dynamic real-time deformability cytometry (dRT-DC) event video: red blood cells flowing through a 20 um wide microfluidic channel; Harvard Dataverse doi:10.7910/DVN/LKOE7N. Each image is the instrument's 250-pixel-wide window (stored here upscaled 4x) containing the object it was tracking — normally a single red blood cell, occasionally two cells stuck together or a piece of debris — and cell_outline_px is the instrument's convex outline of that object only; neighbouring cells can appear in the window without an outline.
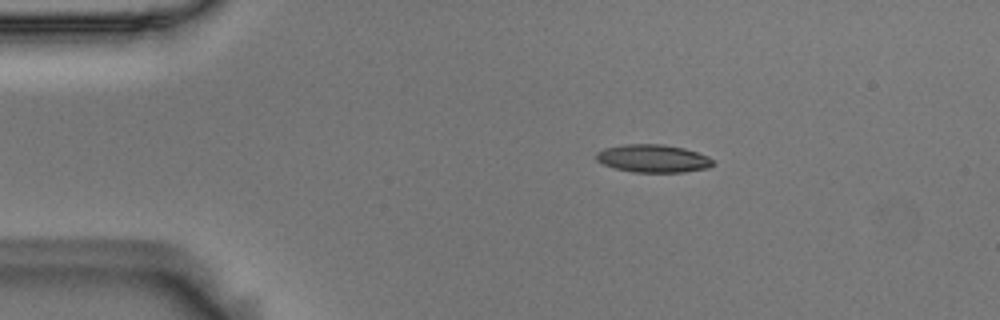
{"species": "Egyptian fruit bat (a non-hibernating species)", "species_latin": "Rousettus aegyptiacus", "temperature_condition": "room temperature", "stored_images_in_passage": 3, "camera_frame_rate_fps": 3000, "um_per_image_px": 0.085, "animal": {"sex": "male"}, "frame": {"image": 1, "passage_image": 2, "time_ms": 0.333, "image_size_px": [1000, 320], "cell_outline_px": [[716, 160], [708, 168], [684, 172], [632, 172], [616, 168], [604, 164], [596, 160], [596, 152], [604, 148], [624, 144], [664, 144], [684, 148], [708, 156]], "centroid_in_image_um": [55.52, 13.46], "position_along_channel_um": 29.5, "area_um2": 19.02}}